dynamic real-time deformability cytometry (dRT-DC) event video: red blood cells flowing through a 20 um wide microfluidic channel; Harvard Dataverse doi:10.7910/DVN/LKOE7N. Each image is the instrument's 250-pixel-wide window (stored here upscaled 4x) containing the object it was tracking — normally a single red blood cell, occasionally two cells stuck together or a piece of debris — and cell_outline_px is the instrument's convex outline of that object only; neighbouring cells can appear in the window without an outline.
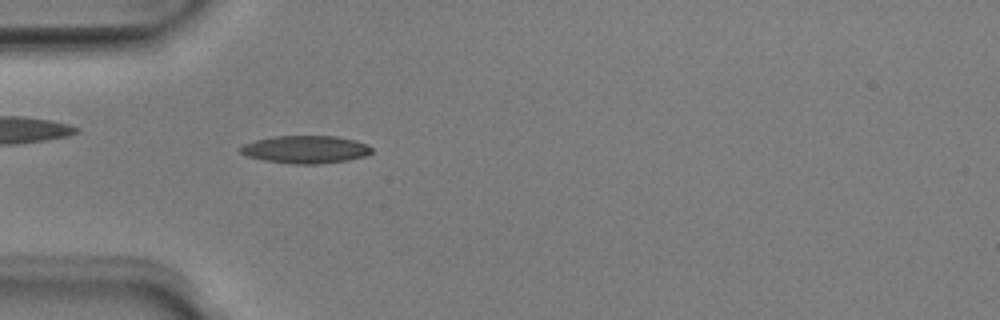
{"species": "Egyptian fruit bat (a non-hibernating species)", "species_latin": "Rousettus aegyptiacus", "temperature_condition": "room temperature", "stored_images_in_passage": 50, "camera_frame_rate_fps": 3000, "um_per_image_px": 0.085, "animal": {"sex": "male"}, "frame": {"image": 1, "passage_image": 15, "time_ms": 4.667, "image_size_px": [1000, 320], "cell_outline_px": [[372, 152], [364, 156], [348, 160], [320, 164], [292, 164], [264, 160], [248, 156], [240, 152], [240, 148], [244, 144], [256, 140], [272, 136], [336, 136], [356, 140], [372, 148]], "centroid_in_image_um": [25.97, 12.7], "position_along_channel_um": 59.0, "area_um2": 21.1}}
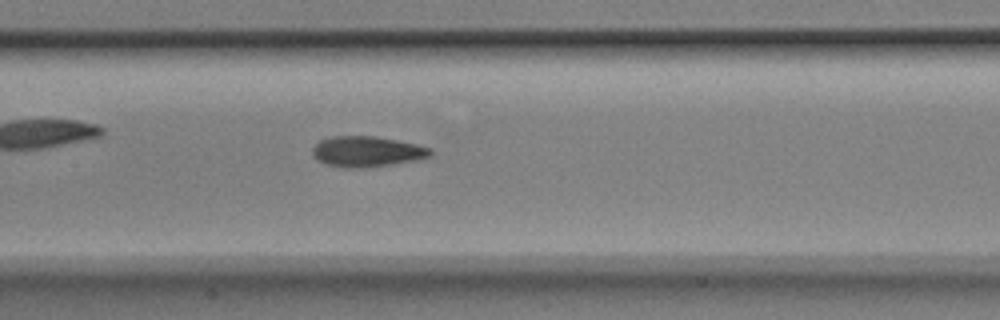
{"frame": {"image": 2, "passage_image": 24, "time_ms": 7.667, "image_size_px": [1000, 320], "cell_outline_px": [[432, 156], [420, 160], [364, 168], [344, 168], [324, 164], [316, 160], [312, 152], [312, 148], [320, 140], [332, 136], [376, 136], [416, 144], [432, 148]], "centroid_in_image_um": [31.2, 12.89], "position_along_channel_um": 176.2, "area_um2": 21.33}}
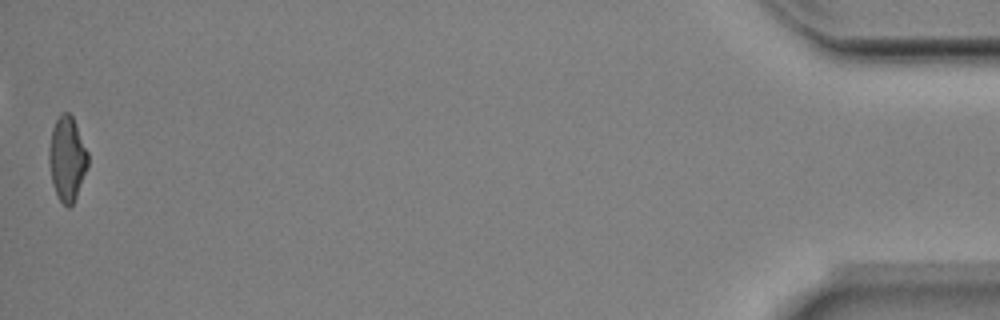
{"frame": {"image": 3, "passage_image": 50, "time_ms": 16.333, "image_size_px": [1000, 320], "cell_outline_px": [[88, 164], [76, 196], [72, 204], [68, 208], [60, 200], [52, 184], [48, 160], [48, 152], [52, 128], [60, 112], [68, 112], [72, 116], [88, 152]], "centroid_in_image_um": [5.68, 13.46], "position_along_channel_um": 429.5, "area_um2": 18.96}, "authors_computed_cell_mechanics": {"area_um2": 19.9988, "velocity_mm_per_s": 4.0178, "shape_relaxation_time_tau1_ms": 5.5808, "shape_relaxation_time_tau2_ms": 3.4288, "deformation_change_tau1": 0.1779, "deformation_change_tau2": 0.1152}}